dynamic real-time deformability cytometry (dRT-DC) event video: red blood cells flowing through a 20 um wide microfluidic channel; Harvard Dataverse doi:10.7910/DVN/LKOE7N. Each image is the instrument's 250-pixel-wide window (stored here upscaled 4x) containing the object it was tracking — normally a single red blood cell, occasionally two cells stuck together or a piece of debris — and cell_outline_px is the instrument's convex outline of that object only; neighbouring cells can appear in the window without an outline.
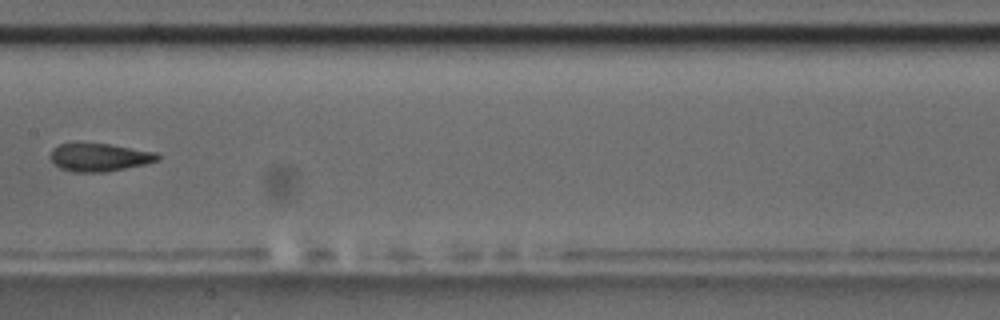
{"species": "common noctule bat (a hibernating species)", "species_latin": "Nyctalus noctula", "temperature_condition": "room temperature", "stored_images_in_passage": 9, "camera_frame_rate_fps": 3000, "um_per_image_px": 0.085, "animal": {"sex": "male", "body_mass_g": 17.5, "forearm_length_mm": 52.3}, "frame": {"image": 1, "passage_image": 8, "time_ms": 9.0, "image_size_px": [1000, 320], "cell_outline_px": [[160, 160], [144, 164], [104, 172], [72, 172], [60, 168], [52, 160], [52, 148], [60, 144], [76, 140], [108, 144], [156, 152], [160, 156]], "centroid_in_image_um": [8.41, 13.33], "position_along_channel_um": 199.0, "area_um2": 17.8}}